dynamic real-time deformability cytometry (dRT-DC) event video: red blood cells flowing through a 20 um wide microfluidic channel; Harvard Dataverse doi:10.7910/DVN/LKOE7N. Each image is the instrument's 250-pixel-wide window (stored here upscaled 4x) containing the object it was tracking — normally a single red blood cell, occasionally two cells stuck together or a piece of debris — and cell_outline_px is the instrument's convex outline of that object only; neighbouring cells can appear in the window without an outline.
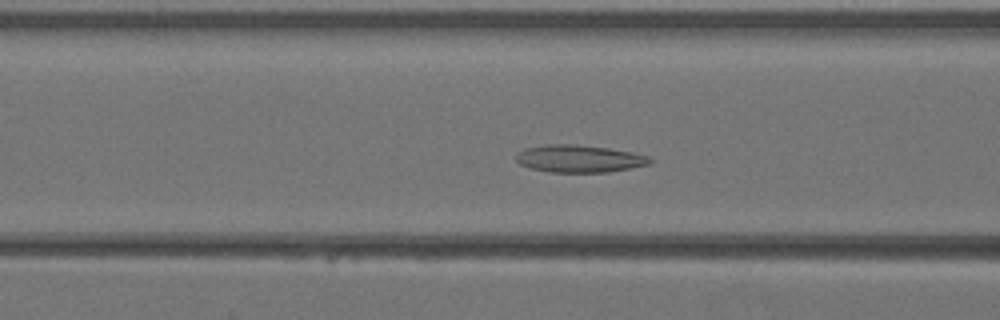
{"species": "Egyptian fruit bat (a non-hibernating species)", "species_latin": "Rousettus aegyptiacus", "temperature_condition": "warm", "stored_images_in_passage": 41, "camera_frame_rate_fps": 3000, "um_per_image_px": 0.085, "animal": {"sex": "female"}, "frame": {"image": 1, "passage_image": 16, "time_ms": 5.0, "image_size_px": [1000, 320], "cell_outline_px": [[652, 160], [648, 164], [608, 172], [548, 172], [532, 168], [520, 164], [516, 160], [516, 152], [524, 148], [544, 144], [576, 144], [608, 148], [632, 152], [648, 156]], "centroid_in_image_um": [49.18, 13.47], "position_along_channel_um": 117.4, "area_um2": 21.33}}
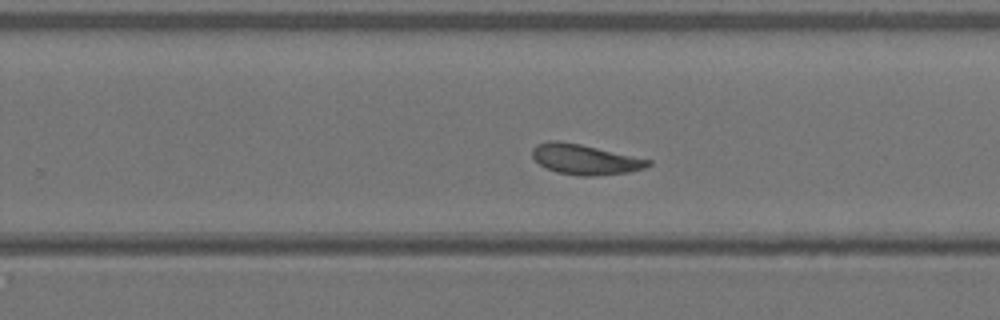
{"frame": {"image": 2, "passage_image": 26, "time_ms": 8.333, "image_size_px": [1000, 320], "cell_outline_px": [[652, 164], [644, 168], [628, 172], [592, 176], [580, 176], [556, 172], [540, 164], [532, 156], [532, 148], [536, 144], [548, 140], [556, 140], [580, 144], [652, 160]], "centroid_in_image_um": [49.71, 13.54], "position_along_channel_um": 280.1, "area_um2": 20.29}}
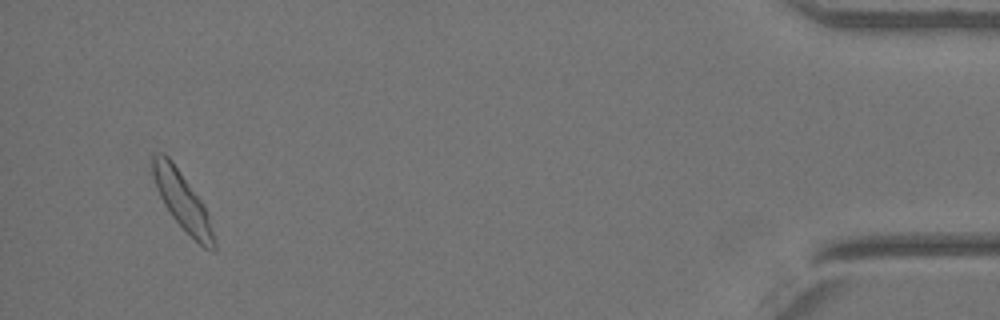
{"frame": {"image": 3, "passage_image": 39, "time_ms": 12.667, "image_size_px": [1000, 320], "cell_outline_px": [[216, 252], [212, 252], [204, 248], [172, 216], [164, 204], [156, 188], [152, 176], [152, 156], [156, 152], [164, 152], [172, 160], [204, 204], [208, 212], [216, 240]], "centroid_in_image_um": [15.52, 17.07], "position_along_channel_um": 419.7, "area_um2": 20.69}}